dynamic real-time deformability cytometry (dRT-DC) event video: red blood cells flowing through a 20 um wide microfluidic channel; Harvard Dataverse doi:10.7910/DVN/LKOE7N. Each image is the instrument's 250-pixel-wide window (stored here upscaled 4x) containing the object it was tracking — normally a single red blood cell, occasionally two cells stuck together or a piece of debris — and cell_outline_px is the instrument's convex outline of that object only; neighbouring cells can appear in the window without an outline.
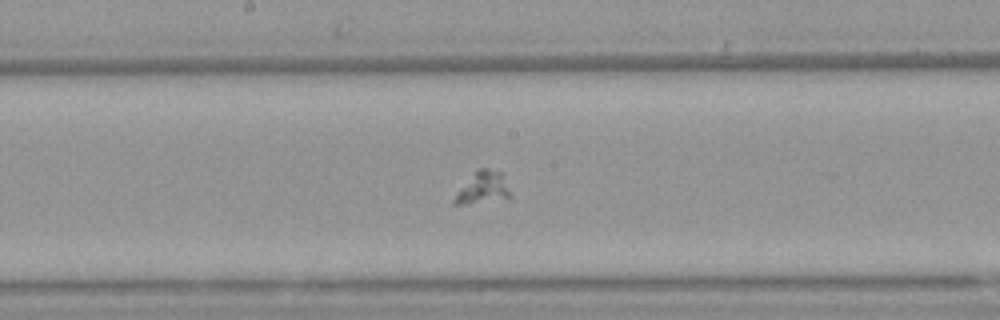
{"species": "Egyptian fruit bat (a non-hibernating species)", "species_latin": "Rousettus aegyptiacus", "temperature_condition": "warm", "stored_images_in_passage": 41, "camera_frame_rate_fps": 3000, "um_per_image_px": 0.085, "animal": {"sex": "female"}, "frame": {"image": 1, "passage_image": 15, "time_ms": 4.667, "image_size_px": [1000, 320], "cell_outline_px": [[512, 196], [508, 200], [468, 204], [452, 204], [460, 188], [476, 168], [488, 168], [500, 172], [504, 176]], "centroid_in_image_um": [41.1, 15.97], "position_along_channel_um": 207.1, "area_um2": 10.69}}
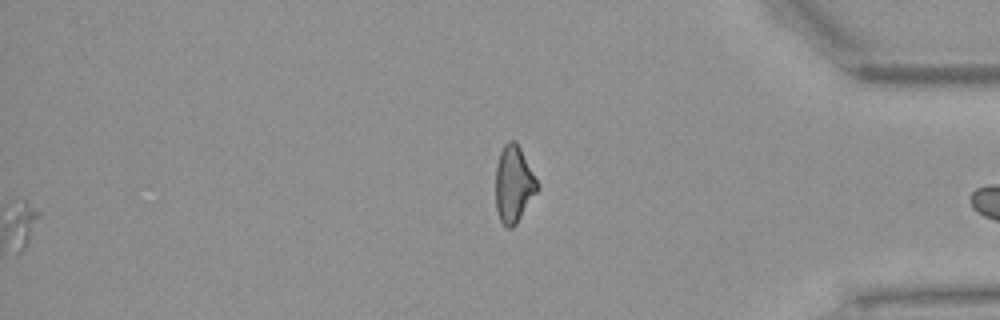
{"frame": {"image": 2, "passage_image": 41, "time_ms": 13.333, "image_size_px": [1000, 320], "cell_outline_px": [[540, 188], [516, 224], [512, 228], [508, 228], [500, 220], [496, 212], [496, 164], [500, 152], [504, 144], [508, 140], [516, 140], [540, 184]], "centroid_in_image_um": [43.68, 15.64], "position_along_channel_um": 391.5, "area_um2": 18.9}}